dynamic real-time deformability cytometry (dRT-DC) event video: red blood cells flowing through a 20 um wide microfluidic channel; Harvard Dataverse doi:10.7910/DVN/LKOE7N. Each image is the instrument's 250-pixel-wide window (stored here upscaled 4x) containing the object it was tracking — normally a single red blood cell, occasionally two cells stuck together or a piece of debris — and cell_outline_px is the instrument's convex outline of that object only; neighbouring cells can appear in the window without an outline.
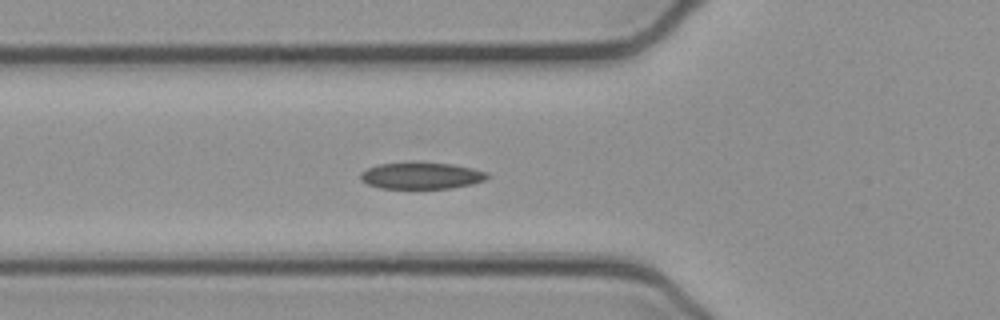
{"species": "common noctule bat (a hibernating species)", "species_latin": "Nyctalus noctula", "temperature_condition": "cold", "stored_images_in_passage": 37, "camera_frame_rate_fps": 3000, "um_per_image_px": 0.085, "animal": {"sex": "female", "body_mass_g": 21.9}, "frame": {"image": 1, "passage_image": 2, "time_ms": 0.333, "image_size_px": [1000, 320], "cell_outline_px": [[488, 176], [484, 180], [472, 184], [452, 188], [380, 188], [368, 184], [360, 180], [360, 172], [368, 168], [380, 164], [452, 164], [472, 168], [488, 172]], "centroid_in_image_um": [35.82, 14.96], "position_along_channel_um": 90.0, "area_um2": 19.07}}
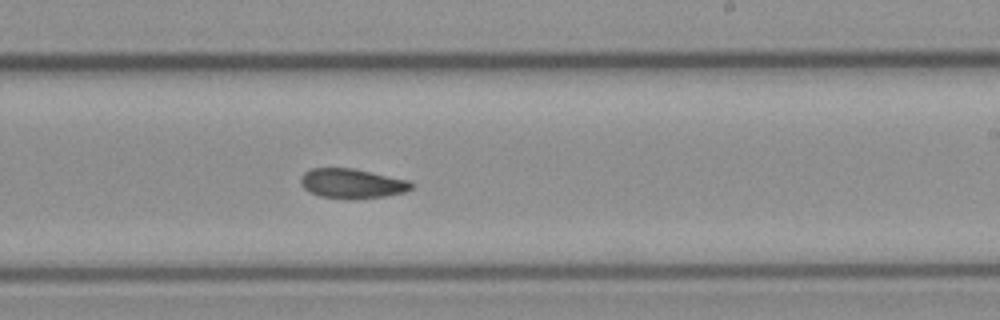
{"frame": {"image": 2, "passage_image": 15, "time_ms": 4.667, "image_size_px": [1000, 320], "cell_outline_px": [[412, 188], [404, 192], [384, 196], [352, 200], [344, 200], [320, 196], [308, 192], [300, 184], [300, 176], [304, 172], [312, 168], [352, 168], [408, 180], [412, 184]], "centroid_in_image_um": [29.86, 15.61], "position_along_channel_um": 259.1, "area_um2": 19.31}}
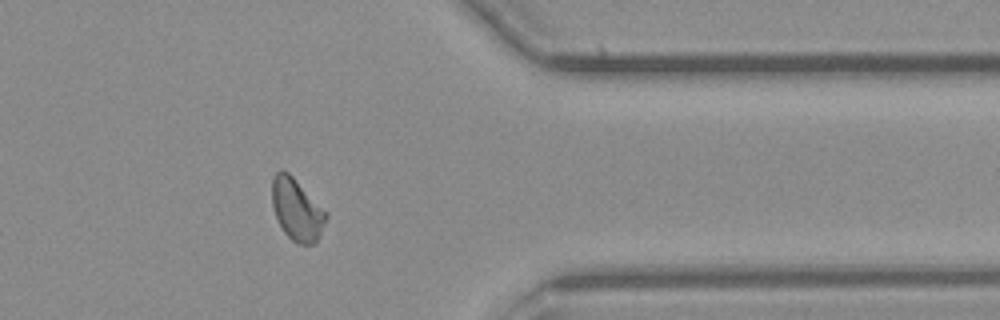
{"frame": {"image": 3, "passage_image": 26, "time_ms": 8.333, "image_size_px": [1000, 320], "cell_outline_px": [[328, 216], [316, 240], [312, 244], [296, 244], [284, 232], [276, 216], [272, 204], [272, 180], [276, 172], [280, 168], [288, 172], [328, 212]], "centroid_in_image_um": [25.22, 17.79], "position_along_channel_um": 386.2, "area_um2": 19.31}}